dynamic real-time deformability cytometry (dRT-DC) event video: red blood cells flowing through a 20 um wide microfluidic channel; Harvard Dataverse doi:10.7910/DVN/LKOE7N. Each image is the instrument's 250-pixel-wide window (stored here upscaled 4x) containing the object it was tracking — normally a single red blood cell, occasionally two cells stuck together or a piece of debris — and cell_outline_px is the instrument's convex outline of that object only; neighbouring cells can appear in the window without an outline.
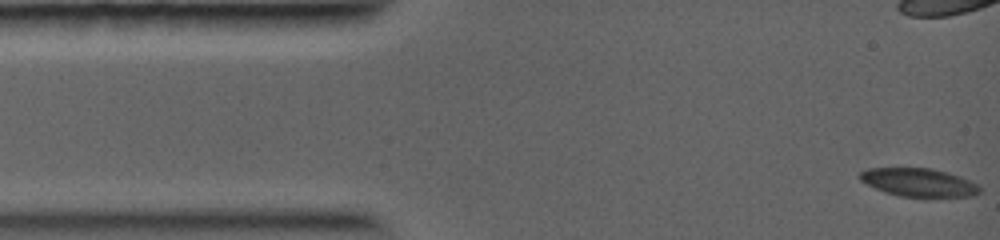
{"species": "common noctule bat (a hibernating species)", "species_latin": "Nyctalus noctula", "temperature_condition": "warm", "stored_images_in_passage": 8, "camera_frame_rate_fps": 5000, "um_per_image_px": 0.085, "animal": {"sex": "female", "body_mass_g": 19.0, "forearm_length_mm": 56.7}, "frame": {"image": 1, "passage_image": 1, "time_ms": 0.0, "image_size_px": [1000, 240], "cell_outline_px": [[980, 192], [972, 196], [900, 196], [884, 192], [860, 180], [860, 172], [868, 168], [932, 168], [948, 172], [960, 176], [980, 184]], "centroid_in_image_um": [78.12, 15.49], "position_along_channel_um": 6.9, "area_um2": 19.59}}